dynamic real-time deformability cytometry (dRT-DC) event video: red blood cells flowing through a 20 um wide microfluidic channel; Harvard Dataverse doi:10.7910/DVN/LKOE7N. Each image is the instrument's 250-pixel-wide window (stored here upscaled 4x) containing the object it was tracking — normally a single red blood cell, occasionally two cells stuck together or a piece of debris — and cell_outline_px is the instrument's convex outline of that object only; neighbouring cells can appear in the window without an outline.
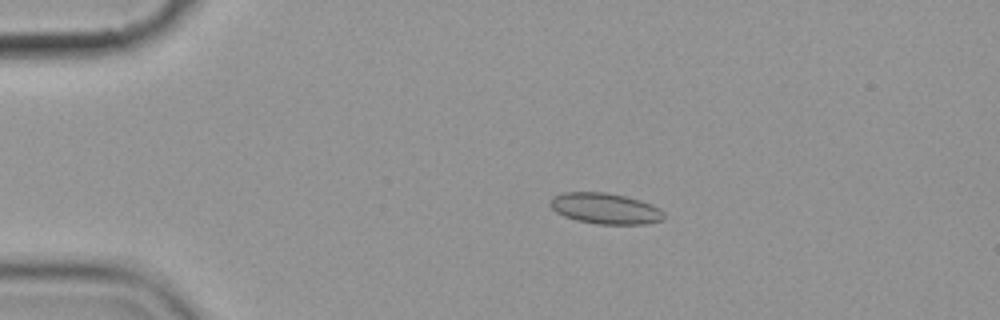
{"species": "common noctule bat (a hibernating species)", "species_latin": "Nyctalus noctula", "temperature_condition": "cold", "stored_images_in_passage": 8, "camera_frame_rate_fps": 3000, "um_per_image_px": 0.085, "animal": {"sex": "female", "body_mass_g": 19.9}, "frame": {"image": 1, "passage_image": 4, "time_ms": 3.667, "image_size_px": [1000, 320], "cell_outline_px": [[664, 220], [648, 224], [596, 224], [576, 220], [564, 216], [556, 212], [548, 204], [552, 196], [564, 192], [604, 192], [624, 196], [640, 200], [652, 204], [660, 208], [664, 212]], "centroid_in_image_um": [51.45, 17.72], "position_along_channel_um": 33.5, "area_um2": 20.69}}
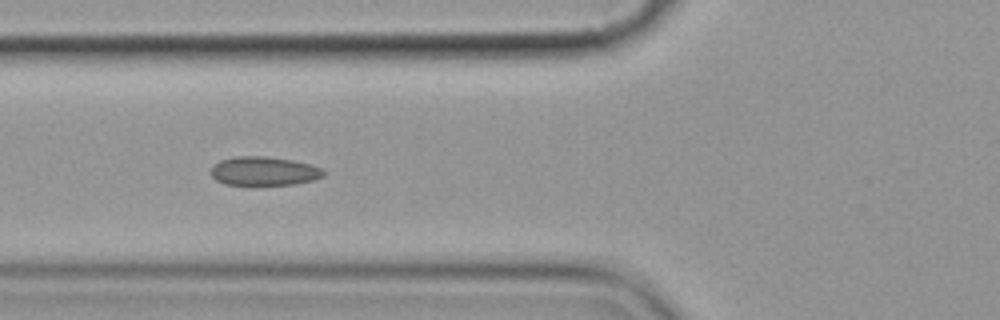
{"frame": {"image": 2, "passage_image": 7, "time_ms": 7.0, "image_size_px": [1000, 320], "cell_outline_px": [[328, 172], [324, 176], [312, 180], [296, 184], [224, 184], [216, 180], [208, 172], [212, 164], [220, 160], [236, 156], [264, 156], [292, 160], [312, 164], [324, 168]], "centroid_in_image_um": [22.45, 14.53], "position_along_channel_um": 103.4, "area_um2": 19.19}}
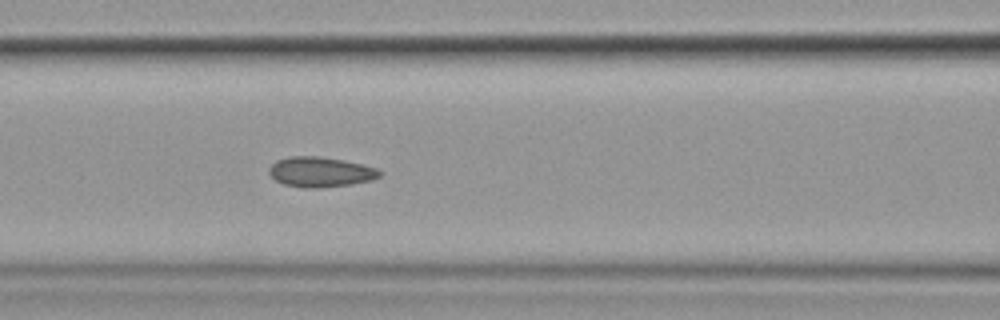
{"frame": {"image": 3, "passage_image": 8, "time_ms": 8.0, "image_size_px": [1000, 320], "cell_outline_px": [[384, 172], [380, 176], [372, 180], [352, 184], [316, 188], [304, 188], [284, 184], [276, 180], [268, 172], [268, 168], [276, 160], [288, 156], [320, 156], [344, 160], [364, 164], [376, 168]], "centroid_in_image_um": [27.25, 14.61], "position_along_channel_um": 139.3, "area_um2": 19.59}}